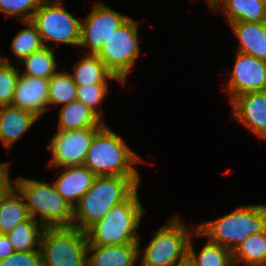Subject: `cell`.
I'll use <instances>...</instances> for the list:
<instances>
[{
	"label": "cell",
	"instance_id": "d6a6232c",
	"mask_svg": "<svg viewBox=\"0 0 266 266\" xmlns=\"http://www.w3.org/2000/svg\"><path fill=\"white\" fill-rule=\"evenodd\" d=\"M10 163H0V201L7 195V193L15 186L11 181L9 174Z\"/></svg>",
	"mask_w": 266,
	"mask_h": 266
},
{
	"label": "cell",
	"instance_id": "4316f807",
	"mask_svg": "<svg viewBox=\"0 0 266 266\" xmlns=\"http://www.w3.org/2000/svg\"><path fill=\"white\" fill-rule=\"evenodd\" d=\"M20 63L25 66V70L21 74L30 77L49 79L57 70L53 49L49 47H43L41 50L33 52Z\"/></svg>",
	"mask_w": 266,
	"mask_h": 266
},
{
	"label": "cell",
	"instance_id": "6da1fadb",
	"mask_svg": "<svg viewBox=\"0 0 266 266\" xmlns=\"http://www.w3.org/2000/svg\"><path fill=\"white\" fill-rule=\"evenodd\" d=\"M140 181L139 176H96L74 207L72 226L86 231L111 208L127 200L138 189Z\"/></svg>",
	"mask_w": 266,
	"mask_h": 266
},
{
	"label": "cell",
	"instance_id": "7a4b0ae2",
	"mask_svg": "<svg viewBox=\"0 0 266 266\" xmlns=\"http://www.w3.org/2000/svg\"><path fill=\"white\" fill-rule=\"evenodd\" d=\"M266 231V205H244L232 212L197 225L192 234L197 237H208V240L233 251L250 235Z\"/></svg>",
	"mask_w": 266,
	"mask_h": 266
},
{
	"label": "cell",
	"instance_id": "52a82bcc",
	"mask_svg": "<svg viewBox=\"0 0 266 266\" xmlns=\"http://www.w3.org/2000/svg\"><path fill=\"white\" fill-rule=\"evenodd\" d=\"M86 231L74 226L45 227L40 243L42 262L48 266H87Z\"/></svg>",
	"mask_w": 266,
	"mask_h": 266
},
{
	"label": "cell",
	"instance_id": "8992f818",
	"mask_svg": "<svg viewBox=\"0 0 266 266\" xmlns=\"http://www.w3.org/2000/svg\"><path fill=\"white\" fill-rule=\"evenodd\" d=\"M197 226L187 230L180 217L170 218L156 231L145 249L140 266H176L187 259L188 244Z\"/></svg>",
	"mask_w": 266,
	"mask_h": 266
},
{
	"label": "cell",
	"instance_id": "9c48e42d",
	"mask_svg": "<svg viewBox=\"0 0 266 266\" xmlns=\"http://www.w3.org/2000/svg\"><path fill=\"white\" fill-rule=\"evenodd\" d=\"M138 24V21L129 18L96 54L121 81V84H125L128 73L140 56Z\"/></svg>",
	"mask_w": 266,
	"mask_h": 266
},
{
	"label": "cell",
	"instance_id": "e575fe53",
	"mask_svg": "<svg viewBox=\"0 0 266 266\" xmlns=\"http://www.w3.org/2000/svg\"><path fill=\"white\" fill-rule=\"evenodd\" d=\"M176 266H194L191 261L187 258L186 260H184L183 262L179 263Z\"/></svg>",
	"mask_w": 266,
	"mask_h": 266
},
{
	"label": "cell",
	"instance_id": "cb8c5ba5",
	"mask_svg": "<svg viewBox=\"0 0 266 266\" xmlns=\"http://www.w3.org/2000/svg\"><path fill=\"white\" fill-rule=\"evenodd\" d=\"M232 255L234 266L240 262L248 266H266V231L248 236L232 251Z\"/></svg>",
	"mask_w": 266,
	"mask_h": 266
},
{
	"label": "cell",
	"instance_id": "83f0119b",
	"mask_svg": "<svg viewBox=\"0 0 266 266\" xmlns=\"http://www.w3.org/2000/svg\"><path fill=\"white\" fill-rule=\"evenodd\" d=\"M21 23L28 27L20 30L11 42V49L19 62L44 47L36 26L31 21Z\"/></svg>",
	"mask_w": 266,
	"mask_h": 266
},
{
	"label": "cell",
	"instance_id": "f546056e",
	"mask_svg": "<svg viewBox=\"0 0 266 266\" xmlns=\"http://www.w3.org/2000/svg\"><path fill=\"white\" fill-rule=\"evenodd\" d=\"M43 0H0V12L15 16L20 22L31 21Z\"/></svg>",
	"mask_w": 266,
	"mask_h": 266
},
{
	"label": "cell",
	"instance_id": "30bf717a",
	"mask_svg": "<svg viewBox=\"0 0 266 266\" xmlns=\"http://www.w3.org/2000/svg\"><path fill=\"white\" fill-rule=\"evenodd\" d=\"M129 18L101 2L94 3L91 12L81 22L79 46L89 48L87 54H97L103 44Z\"/></svg>",
	"mask_w": 266,
	"mask_h": 266
},
{
	"label": "cell",
	"instance_id": "5b68a950",
	"mask_svg": "<svg viewBox=\"0 0 266 266\" xmlns=\"http://www.w3.org/2000/svg\"><path fill=\"white\" fill-rule=\"evenodd\" d=\"M42 179L32 180L18 177L15 187L26 200V207L31 218L38 220L44 227H70L73 223L74 208L56 190L54 184ZM44 181V182H43Z\"/></svg>",
	"mask_w": 266,
	"mask_h": 266
},
{
	"label": "cell",
	"instance_id": "603a6c76",
	"mask_svg": "<svg viewBox=\"0 0 266 266\" xmlns=\"http://www.w3.org/2000/svg\"><path fill=\"white\" fill-rule=\"evenodd\" d=\"M44 229L45 227L38 220L30 217L28 220L18 223L6 235L15 252L40 250Z\"/></svg>",
	"mask_w": 266,
	"mask_h": 266
},
{
	"label": "cell",
	"instance_id": "4dcf8cb0",
	"mask_svg": "<svg viewBox=\"0 0 266 266\" xmlns=\"http://www.w3.org/2000/svg\"><path fill=\"white\" fill-rule=\"evenodd\" d=\"M110 84H91V85H77L76 100L82 102L84 105L94 111L100 118L102 111H98L99 105L108 93Z\"/></svg>",
	"mask_w": 266,
	"mask_h": 266
},
{
	"label": "cell",
	"instance_id": "836d02e7",
	"mask_svg": "<svg viewBox=\"0 0 266 266\" xmlns=\"http://www.w3.org/2000/svg\"><path fill=\"white\" fill-rule=\"evenodd\" d=\"M14 248L6 234H0V260L14 253Z\"/></svg>",
	"mask_w": 266,
	"mask_h": 266
},
{
	"label": "cell",
	"instance_id": "ac0fdd59",
	"mask_svg": "<svg viewBox=\"0 0 266 266\" xmlns=\"http://www.w3.org/2000/svg\"><path fill=\"white\" fill-rule=\"evenodd\" d=\"M229 25L240 41L238 52L266 61V22H234Z\"/></svg>",
	"mask_w": 266,
	"mask_h": 266
},
{
	"label": "cell",
	"instance_id": "f1b7e54d",
	"mask_svg": "<svg viewBox=\"0 0 266 266\" xmlns=\"http://www.w3.org/2000/svg\"><path fill=\"white\" fill-rule=\"evenodd\" d=\"M0 62V106L12 104L15 88L19 77V71L8 59L1 56Z\"/></svg>",
	"mask_w": 266,
	"mask_h": 266
},
{
	"label": "cell",
	"instance_id": "e0dca14e",
	"mask_svg": "<svg viewBox=\"0 0 266 266\" xmlns=\"http://www.w3.org/2000/svg\"><path fill=\"white\" fill-rule=\"evenodd\" d=\"M38 119L30 111L12 105L0 106V141L5 148L10 149Z\"/></svg>",
	"mask_w": 266,
	"mask_h": 266
},
{
	"label": "cell",
	"instance_id": "d590c367",
	"mask_svg": "<svg viewBox=\"0 0 266 266\" xmlns=\"http://www.w3.org/2000/svg\"><path fill=\"white\" fill-rule=\"evenodd\" d=\"M207 4L210 6V8L212 9L214 7V5L219 1V0H206Z\"/></svg>",
	"mask_w": 266,
	"mask_h": 266
},
{
	"label": "cell",
	"instance_id": "ffe728a7",
	"mask_svg": "<svg viewBox=\"0 0 266 266\" xmlns=\"http://www.w3.org/2000/svg\"><path fill=\"white\" fill-rule=\"evenodd\" d=\"M58 131L83 128H102L103 119L82 102L75 100L62 106L59 113Z\"/></svg>",
	"mask_w": 266,
	"mask_h": 266
},
{
	"label": "cell",
	"instance_id": "8d00e7d4",
	"mask_svg": "<svg viewBox=\"0 0 266 266\" xmlns=\"http://www.w3.org/2000/svg\"><path fill=\"white\" fill-rule=\"evenodd\" d=\"M40 266H48V265H46V264H44L43 262L40 264Z\"/></svg>",
	"mask_w": 266,
	"mask_h": 266
},
{
	"label": "cell",
	"instance_id": "277c9868",
	"mask_svg": "<svg viewBox=\"0 0 266 266\" xmlns=\"http://www.w3.org/2000/svg\"><path fill=\"white\" fill-rule=\"evenodd\" d=\"M143 161L106 124L94 135L84 164L96 176H140L134 163Z\"/></svg>",
	"mask_w": 266,
	"mask_h": 266
},
{
	"label": "cell",
	"instance_id": "7c38bea8",
	"mask_svg": "<svg viewBox=\"0 0 266 266\" xmlns=\"http://www.w3.org/2000/svg\"><path fill=\"white\" fill-rule=\"evenodd\" d=\"M235 58L231 78L225 87L230 102L247 92L266 91V61L238 51Z\"/></svg>",
	"mask_w": 266,
	"mask_h": 266
},
{
	"label": "cell",
	"instance_id": "44dd1931",
	"mask_svg": "<svg viewBox=\"0 0 266 266\" xmlns=\"http://www.w3.org/2000/svg\"><path fill=\"white\" fill-rule=\"evenodd\" d=\"M77 85L109 84L113 79L121 82L96 54H85L73 67L70 73Z\"/></svg>",
	"mask_w": 266,
	"mask_h": 266
},
{
	"label": "cell",
	"instance_id": "9a60e30c",
	"mask_svg": "<svg viewBox=\"0 0 266 266\" xmlns=\"http://www.w3.org/2000/svg\"><path fill=\"white\" fill-rule=\"evenodd\" d=\"M95 178L96 175L85 165L70 166L62 168L53 184L57 192L74 208L90 189Z\"/></svg>",
	"mask_w": 266,
	"mask_h": 266
},
{
	"label": "cell",
	"instance_id": "7402d4cb",
	"mask_svg": "<svg viewBox=\"0 0 266 266\" xmlns=\"http://www.w3.org/2000/svg\"><path fill=\"white\" fill-rule=\"evenodd\" d=\"M30 217L23 195L14 186L0 201V234H7Z\"/></svg>",
	"mask_w": 266,
	"mask_h": 266
},
{
	"label": "cell",
	"instance_id": "ba28073f",
	"mask_svg": "<svg viewBox=\"0 0 266 266\" xmlns=\"http://www.w3.org/2000/svg\"><path fill=\"white\" fill-rule=\"evenodd\" d=\"M62 0H43L31 22L36 26L44 47L54 41L79 46L81 21L63 8Z\"/></svg>",
	"mask_w": 266,
	"mask_h": 266
},
{
	"label": "cell",
	"instance_id": "d6986e66",
	"mask_svg": "<svg viewBox=\"0 0 266 266\" xmlns=\"http://www.w3.org/2000/svg\"><path fill=\"white\" fill-rule=\"evenodd\" d=\"M219 8L223 9L229 24L266 22V0H219L212 10L218 11Z\"/></svg>",
	"mask_w": 266,
	"mask_h": 266
},
{
	"label": "cell",
	"instance_id": "2e32d148",
	"mask_svg": "<svg viewBox=\"0 0 266 266\" xmlns=\"http://www.w3.org/2000/svg\"><path fill=\"white\" fill-rule=\"evenodd\" d=\"M139 246L140 244L88 245L87 266H135L140 259Z\"/></svg>",
	"mask_w": 266,
	"mask_h": 266
},
{
	"label": "cell",
	"instance_id": "484cf974",
	"mask_svg": "<svg viewBox=\"0 0 266 266\" xmlns=\"http://www.w3.org/2000/svg\"><path fill=\"white\" fill-rule=\"evenodd\" d=\"M77 98V84L68 71L56 72L48 79V109L52 104H68Z\"/></svg>",
	"mask_w": 266,
	"mask_h": 266
},
{
	"label": "cell",
	"instance_id": "4fadbf2b",
	"mask_svg": "<svg viewBox=\"0 0 266 266\" xmlns=\"http://www.w3.org/2000/svg\"><path fill=\"white\" fill-rule=\"evenodd\" d=\"M230 103L233 118L259 138L266 139V91L247 92Z\"/></svg>",
	"mask_w": 266,
	"mask_h": 266
},
{
	"label": "cell",
	"instance_id": "3957f363",
	"mask_svg": "<svg viewBox=\"0 0 266 266\" xmlns=\"http://www.w3.org/2000/svg\"><path fill=\"white\" fill-rule=\"evenodd\" d=\"M144 215L138 189L124 202L114 206L87 230L88 245L139 244L137 228Z\"/></svg>",
	"mask_w": 266,
	"mask_h": 266
},
{
	"label": "cell",
	"instance_id": "5bb4252c",
	"mask_svg": "<svg viewBox=\"0 0 266 266\" xmlns=\"http://www.w3.org/2000/svg\"><path fill=\"white\" fill-rule=\"evenodd\" d=\"M11 105L40 118L48 110V79L19 74Z\"/></svg>",
	"mask_w": 266,
	"mask_h": 266
},
{
	"label": "cell",
	"instance_id": "8fae6325",
	"mask_svg": "<svg viewBox=\"0 0 266 266\" xmlns=\"http://www.w3.org/2000/svg\"><path fill=\"white\" fill-rule=\"evenodd\" d=\"M100 129L83 128L55 133L47 146L52 153V159L48 167L83 165L94 135Z\"/></svg>",
	"mask_w": 266,
	"mask_h": 266
},
{
	"label": "cell",
	"instance_id": "d4e9b609",
	"mask_svg": "<svg viewBox=\"0 0 266 266\" xmlns=\"http://www.w3.org/2000/svg\"><path fill=\"white\" fill-rule=\"evenodd\" d=\"M207 241L199 255H197L192 245L191 236L187 258L194 266H234L232 251L217 243Z\"/></svg>",
	"mask_w": 266,
	"mask_h": 266
},
{
	"label": "cell",
	"instance_id": "1f68e13d",
	"mask_svg": "<svg viewBox=\"0 0 266 266\" xmlns=\"http://www.w3.org/2000/svg\"><path fill=\"white\" fill-rule=\"evenodd\" d=\"M42 263L40 250L14 252L0 260V266H40Z\"/></svg>",
	"mask_w": 266,
	"mask_h": 266
}]
</instances>
